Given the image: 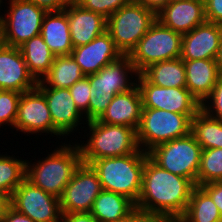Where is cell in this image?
<instances>
[{"instance_id":"3957f363","label":"cell","mask_w":222,"mask_h":222,"mask_svg":"<svg viewBox=\"0 0 222 222\" xmlns=\"http://www.w3.org/2000/svg\"><path fill=\"white\" fill-rule=\"evenodd\" d=\"M84 129V134H87L82 139L87 137V140L79 139V142L75 137L73 141L78 144L81 160L85 164L90 165L97 159L133 154L140 149L134 128L91 120L87 121Z\"/></svg>"},{"instance_id":"74e56055","label":"cell","mask_w":222,"mask_h":222,"mask_svg":"<svg viewBox=\"0 0 222 222\" xmlns=\"http://www.w3.org/2000/svg\"><path fill=\"white\" fill-rule=\"evenodd\" d=\"M200 187L211 197L222 215V181L207 183Z\"/></svg>"},{"instance_id":"cb8c5ba5","label":"cell","mask_w":222,"mask_h":222,"mask_svg":"<svg viewBox=\"0 0 222 222\" xmlns=\"http://www.w3.org/2000/svg\"><path fill=\"white\" fill-rule=\"evenodd\" d=\"M135 211L136 204L131 199L102 190L95 199L90 213L99 222H118L131 216Z\"/></svg>"},{"instance_id":"8d00e7d4","label":"cell","mask_w":222,"mask_h":222,"mask_svg":"<svg viewBox=\"0 0 222 222\" xmlns=\"http://www.w3.org/2000/svg\"><path fill=\"white\" fill-rule=\"evenodd\" d=\"M207 22L222 25V0H204Z\"/></svg>"},{"instance_id":"d4e9b609","label":"cell","mask_w":222,"mask_h":222,"mask_svg":"<svg viewBox=\"0 0 222 222\" xmlns=\"http://www.w3.org/2000/svg\"><path fill=\"white\" fill-rule=\"evenodd\" d=\"M19 49L25 60L29 73L36 81L42 80V78L49 72L55 59V55L44 42L42 36L37 35L31 38L24 42Z\"/></svg>"},{"instance_id":"ac0fdd59","label":"cell","mask_w":222,"mask_h":222,"mask_svg":"<svg viewBox=\"0 0 222 222\" xmlns=\"http://www.w3.org/2000/svg\"><path fill=\"white\" fill-rule=\"evenodd\" d=\"M222 37V25L205 22L182 35L181 59H216Z\"/></svg>"},{"instance_id":"d6a6232c","label":"cell","mask_w":222,"mask_h":222,"mask_svg":"<svg viewBox=\"0 0 222 222\" xmlns=\"http://www.w3.org/2000/svg\"><path fill=\"white\" fill-rule=\"evenodd\" d=\"M71 96L78 110L88 121V107L90 99V82L88 76L74 83L70 88Z\"/></svg>"},{"instance_id":"7a4b0ae2","label":"cell","mask_w":222,"mask_h":222,"mask_svg":"<svg viewBox=\"0 0 222 222\" xmlns=\"http://www.w3.org/2000/svg\"><path fill=\"white\" fill-rule=\"evenodd\" d=\"M68 140L63 143L57 141L58 145L54 150L48 147L47 156L44 154L45 157H40L37 161L35 158L34 162L31 159L26 160L25 178L58 199L82 162L78 144Z\"/></svg>"},{"instance_id":"484cf974","label":"cell","mask_w":222,"mask_h":222,"mask_svg":"<svg viewBox=\"0 0 222 222\" xmlns=\"http://www.w3.org/2000/svg\"><path fill=\"white\" fill-rule=\"evenodd\" d=\"M140 74L159 87H186V71L181 58L154 63Z\"/></svg>"},{"instance_id":"44dd1931","label":"cell","mask_w":222,"mask_h":222,"mask_svg":"<svg viewBox=\"0 0 222 222\" xmlns=\"http://www.w3.org/2000/svg\"><path fill=\"white\" fill-rule=\"evenodd\" d=\"M142 110V98L136 85L130 91L116 94L97 121L111 125L127 126L137 131Z\"/></svg>"},{"instance_id":"83f0119b","label":"cell","mask_w":222,"mask_h":222,"mask_svg":"<svg viewBox=\"0 0 222 222\" xmlns=\"http://www.w3.org/2000/svg\"><path fill=\"white\" fill-rule=\"evenodd\" d=\"M180 222H222V215L211 197L196 186Z\"/></svg>"},{"instance_id":"60d3db41","label":"cell","mask_w":222,"mask_h":222,"mask_svg":"<svg viewBox=\"0 0 222 222\" xmlns=\"http://www.w3.org/2000/svg\"><path fill=\"white\" fill-rule=\"evenodd\" d=\"M2 222H35L30 217L18 212L11 205L7 208Z\"/></svg>"},{"instance_id":"ba28073f","label":"cell","mask_w":222,"mask_h":222,"mask_svg":"<svg viewBox=\"0 0 222 222\" xmlns=\"http://www.w3.org/2000/svg\"><path fill=\"white\" fill-rule=\"evenodd\" d=\"M1 7L0 26L5 45L20 47L40 35L42 21L47 13L44 9L28 0H2Z\"/></svg>"},{"instance_id":"7bdbcfd3","label":"cell","mask_w":222,"mask_h":222,"mask_svg":"<svg viewBox=\"0 0 222 222\" xmlns=\"http://www.w3.org/2000/svg\"><path fill=\"white\" fill-rule=\"evenodd\" d=\"M10 206V198L0 194V222L3 221L7 208Z\"/></svg>"},{"instance_id":"bcb514c9","label":"cell","mask_w":222,"mask_h":222,"mask_svg":"<svg viewBox=\"0 0 222 222\" xmlns=\"http://www.w3.org/2000/svg\"><path fill=\"white\" fill-rule=\"evenodd\" d=\"M118 222H131V216L125 218L124 220L118 221Z\"/></svg>"},{"instance_id":"4dcf8cb0","label":"cell","mask_w":222,"mask_h":222,"mask_svg":"<svg viewBox=\"0 0 222 222\" xmlns=\"http://www.w3.org/2000/svg\"><path fill=\"white\" fill-rule=\"evenodd\" d=\"M222 181V148L203 149L196 186Z\"/></svg>"},{"instance_id":"ab89813d","label":"cell","mask_w":222,"mask_h":222,"mask_svg":"<svg viewBox=\"0 0 222 222\" xmlns=\"http://www.w3.org/2000/svg\"><path fill=\"white\" fill-rule=\"evenodd\" d=\"M61 222H99L90 212L62 213Z\"/></svg>"},{"instance_id":"9c48e42d","label":"cell","mask_w":222,"mask_h":222,"mask_svg":"<svg viewBox=\"0 0 222 222\" xmlns=\"http://www.w3.org/2000/svg\"><path fill=\"white\" fill-rule=\"evenodd\" d=\"M202 150L190 132L184 137L154 147L148 156L163 169L190 179L196 185Z\"/></svg>"},{"instance_id":"4fadbf2b","label":"cell","mask_w":222,"mask_h":222,"mask_svg":"<svg viewBox=\"0 0 222 222\" xmlns=\"http://www.w3.org/2000/svg\"><path fill=\"white\" fill-rule=\"evenodd\" d=\"M10 205L35 222H61L60 199L35 186L26 178L14 190Z\"/></svg>"},{"instance_id":"e0dca14e","label":"cell","mask_w":222,"mask_h":222,"mask_svg":"<svg viewBox=\"0 0 222 222\" xmlns=\"http://www.w3.org/2000/svg\"><path fill=\"white\" fill-rule=\"evenodd\" d=\"M36 86L19 47L4 44L0 49V90L24 93Z\"/></svg>"},{"instance_id":"ee69618b","label":"cell","mask_w":222,"mask_h":222,"mask_svg":"<svg viewBox=\"0 0 222 222\" xmlns=\"http://www.w3.org/2000/svg\"><path fill=\"white\" fill-rule=\"evenodd\" d=\"M215 61L217 63L219 72L222 75V37H221L220 46H219Z\"/></svg>"},{"instance_id":"f546056e","label":"cell","mask_w":222,"mask_h":222,"mask_svg":"<svg viewBox=\"0 0 222 222\" xmlns=\"http://www.w3.org/2000/svg\"><path fill=\"white\" fill-rule=\"evenodd\" d=\"M191 133L202 149L222 148V122L202 110L191 119Z\"/></svg>"},{"instance_id":"52a82bcc","label":"cell","mask_w":222,"mask_h":222,"mask_svg":"<svg viewBox=\"0 0 222 222\" xmlns=\"http://www.w3.org/2000/svg\"><path fill=\"white\" fill-rule=\"evenodd\" d=\"M136 132L139 148L148 153L160 144L188 135L191 119L185 114L143 108Z\"/></svg>"},{"instance_id":"f1b7e54d","label":"cell","mask_w":222,"mask_h":222,"mask_svg":"<svg viewBox=\"0 0 222 222\" xmlns=\"http://www.w3.org/2000/svg\"><path fill=\"white\" fill-rule=\"evenodd\" d=\"M10 153L12 155H8L9 152L0 154V194L9 198L25 179L27 160L24 159V155L21 158V156H15L12 152Z\"/></svg>"},{"instance_id":"d590c367","label":"cell","mask_w":222,"mask_h":222,"mask_svg":"<svg viewBox=\"0 0 222 222\" xmlns=\"http://www.w3.org/2000/svg\"><path fill=\"white\" fill-rule=\"evenodd\" d=\"M131 222H180V219L170 215L146 213L136 210L131 215Z\"/></svg>"},{"instance_id":"ffe728a7","label":"cell","mask_w":222,"mask_h":222,"mask_svg":"<svg viewBox=\"0 0 222 222\" xmlns=\"http://www.w3.org/2000/svg\"><path fill=\"white\" fill-rule=\"evenodd\" d=\"M63 11L68 17L73 48L86 45L107 31V18L78 3L68 4Z\"/></svg>"},{"instance_id":"7c38bea8","label":"cell","mask_w":222,"mask_h":222,"mask_svg":"<svg viewBox=\"0 0 222 222\" xmlns=\"http://www.w3.org/2000/svg\"><path fill=\"white\" fill-rule=\"evenodd\" d=\"M143 108L162 109L185 114L192 119L200 110L201 103L186 87H159L148 82L141 74L137 78Z\"/></svg>"},{"instance_id":"603a6c76","label":"cell","mask_w":222,"mask_h":222,"mask_svg":"<svg viewBox=\"0 0 222 222\" xmlns=\"http://www.w3.org/2000/svg\"><path fill=\"white\" fill-rule=\"evenodd\" d=\"M40 35L55 56L71 55L73 44L68 17L63 10L44 15Z\"/></svg>"},{"instance_id":"5b68a950","label":"cell","mask_w":222,"mask_h":222,"mask_svg":"<svg viewBox=\"0 0 222 222\" xmlns=\"http://www.w3.org/2000/svg\"><path fill=\"white\" fill-rule=\"evenodd\" d=\"M147 155L139 149L133 154L97 159L90 165L97 172L103 190L123 195L136 204Z\"/></svg>"},{"instance_id":"4316f807","label":"cell","mask_w":222,"mask_h":222,"mask_svg":"<svg viewBox=\"0 0 222 222\" xmlns=\"http://www.w3.org/2000/svg\"><path fill=\"white\" fill-rule=\"evenodd\" d=\"M85 75L81 67L71 55L55 56L49 72L42 78V82L52 88H70Z\"/></svg>"},{"instance_id":"f6af8a7d","label":"cell","mask_w":222,"mask_h":222,"mask_svg":"<svg viewBox=\"0 0 222 222\" xmlns=\"http://www.w3.org/2000/svg\"><path fill=\"white\" fill-rule=\"evenodd\" d=\"M4 38H3V33H2V29L0 26V49L2 48V46L4 45Z\"/></svg>"},{"instance_id":"c3c4849f","label":"cell","mask_w":222,"mask_h":222,"mask_svg":"<svg viewBox=\"0 0 222 222\" xmlns=\"http://www.w3.org/2000/svg\"><path fill=\"white\" fill-rule=\"evenodd\" d=\"M178 1H185V0H168V4L173 3V2H178Z\"/></svg>"},{"instance_id":"7dc6e473","label":"cell","mask_w":222,"mask_h":222,"mask_svg":"<svg viewBox=\"0 0 222 222\" xmlns=\"http://www.w3.org/2000/svg\"><path fill=\"white\" fill-rule=\"evenodd\" d=\"M81 0H67L68 4L70 3H79Z\"/></svg>"},{"instance_id":"8fae6325","label":"cell","mask_w":222,"mask_h":222,"mask_svg":"<svg viewBox=\"0 0 222 222\" xmlns=\"http://www.w3.org/2000/svg\"><path fill=\"white\" fill-rule=\"evenodd\" d=\"M36 87L44 94L47 101L53 122L54 139L58 137L63 143L62 140L66 142V139L70 136V138L72 137L70 141H73V137L77 136V132L80 135V128L82 131L87 121L76 107L69 88L48 87L41 80L37 81Z\"/></svg>"},{"instance_id":"277c9868","label":"cell","mask_w":222,"mask_h":222,"mask_svg":"<svg viewBox=\"0 0 222 222\" xmlns=\"http://www.w3.org/2000/svg\"><path fill=\"white\" fill-rule=\"evenodd\" d=\"M139 73L128 55L105 65L97 73L88 75L90 99L88 121L97 120L116 94L130 91L137 85Z\"/></svg>"},{"instance_id":"30bf717a","label":"cell","mask_w":222,"mask_h":222,"mask_svg":"<svg viewBox=\"0 0 222 222\" xmlns=\"http://www.w3.org/2000/svg\"><path fill=\"white\" fill-rule=\"evenodd\" d=\"M181 46L182 34L156 20L129 57L140 74L154 63L180 58Z\"/></svg>"},{"instance_id":"1f68e13d","label":"cell","mask_w":222,"mask_h":222,"mask_svg":"<svg viewBox=\"0 0 222 222\" xmlns=\"http://www.w3.org/2000/svg\"><path fill=\"white\" fill-rule=\"evenodd\" d=\"M21 94L16 91L0 90V129L6 131L7 128H3L6 126L14 129Z\"/></svg>"},{"instance_id":"5bb4252c","label":"cell","mask_w":222,"mask_h":222,"mask_svg":"<svg viewBox=\"0 0 222 222\" xmlns=\"http://www.w3.org/2000/svg\"><path fill=\"white\" fill-rule=\"evenodd\" d=\"M102 190L97 172L91 165L81 162L60 197L61 212H90Z\"/></svg>"},{"instance_id":"9a60e30c","label":"cell","mask_w":222,"mask_h":222,"mask_svg":"<svg viewBox=\"0 0 222 222\" xmlns=\"http://www.w3.org/2000/svg\"><path fill=\"white\" fill-rule=\"evenodd\" d=\"M14 129L19 132V136L20 132L21 136L23 133L29 137L34 134L38 138L50 134L47 139H52V117L44 94L37 87L21 94Z\"/></svg>"},{"instance_id":"2e32d148","label":"cell","mask_w":222,"mask_h":222,"mask_svg":"<svg viewBox=\"0 0 222 222\" xmlns=\"http://www.w3.org/2000/svg\"><path fill=\"white\" fill-rule=\"evenodd\" d=\"M71 56L85 76L97 73L105 65L122 57L108 31L86 45L73 48Z\"/></svg>"},{"instance_id":"8992f818","label":"cell","mask_w":222,"mask_h":222,"mask_svg":"<svg viewBox=\"0 0 222 222\" xmlns=\"http://www.w3.org/2000/svg\"><path fill=\"white\" fill-rule=\"evenodd\" d=\"M156 20L154 11L130 0L107 19V31L122 55L129 56Z\"/></svg>"},{"instance_id":"d6986e66","label":"cell","mask_w":222,"mask_h":222,"mask_svg":"<svg viewBox=\"0 0 222 222\" xmlns=\"http://www.w3.org/2000/svg\"><path fill=\"white\" fill-rule=\"evenodd\" d=\"M157 20L182 35L188 33L206 22L204 0L170 3L157 14Z\"/></svg>"},{"instance_id":"e575fe53","label":"cell","mask_w":222,"mask_h":222,"mask_svg":"<svg viewBox=\"0 0 222 222\" xmlns=\"http://www.w3.org/2000/svg\"><path fill=\"white\" fill-rule=\"evenodd\" d=\"M129 1L130 0H81L78 4L84 9L99 13L108 19Z\"/></svg>"},{"instance_id":"681fc988","label":"cell","mask_w":222,"mask_h":222,"mask_svg":"<svg viewBox=\"0 0 222 222\" xmlns=\"http://www.w3.org/2000/svg\"><path fill=\"white\" fill-rule=\"evenodd\" d=\"M1 6H2V0H0V10H1V8H2ZM0 12H1V11H0Z\"/></svg>"},{"instance_id":"836d02e7","label":"cell","mask_w":222,"mask_h":222,"mask_svg":"<svg viewBox=\"0 0 222 222\" xmlns=\"http://www.w3.org/2000/svg\"><path fill=\"white\" fill-rule=\"evenodd\" d=\"M201 110L222 122V76L217 80L211 94L201 103Z\"/></svg>"},{"instance_id":"f35d334b","label":"cell","mask_w":222,"mask_h":222,"mask_svg":"<svg viewBox=\"0 0 222 222\" xmlns=\"http://www.w3.org/2000/svg\"><path fill=\"white\" fill-rule=\"evenodd\" d=\"M44 9L46 12L62 11L68 5L67 0H28Z\"/></svg>"},{"instance_id":"6da1fadb","label":"cell","mask_w":222,"mask_h":222,"mask_svg":"<svg viewBox=\"0 0 222 222\" xmlns=\"http://www.w3.org/2000/svg\"><path fill=\"white\" fill-rule=\"evenodd\" d=\"M195 187L190 179L163 169L147 155L136 210L180 219Z\"/></svg>"},{"instance_id":"7402d4cb","label":"cell","mask_w":222,"mask_h":222,"mask_svg":"<svg viewBox=\"0 0 222 222\" xmlns=\"http://www.w3.org/2000/svg\"><path fill=\"white\" fill-rule=\"evenodd\" d=\"M186 71V88L202 103L222 76L215 59L183 60Z\"/></svg>"},{"instance_id":"b9f144b4","label":"cell","mask_w":222,"mask_h":222,"mask_svg":"<svg viewBox=\"0 0 222 222\" xmlns=\"http://www.w3.org/2000/svg\"><path fill=\"white\" fill-rule=\"evenodd\" d=\"M147 9L158 14L164 7L168 5V0H135Z\"/></svg>"}]
</instances>
